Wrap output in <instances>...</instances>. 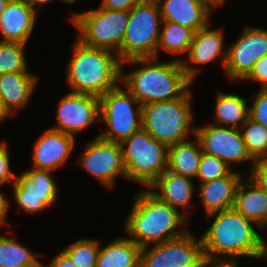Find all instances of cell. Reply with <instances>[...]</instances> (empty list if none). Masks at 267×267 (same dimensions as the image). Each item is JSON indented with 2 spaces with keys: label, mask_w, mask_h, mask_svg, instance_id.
Listing matches in <instances>:
<instances>
[{
  "label": "cell",
  "mask_w": 267,
  "mask_h": 267,
  "mask_svg": "<svg viewBox=\"0 0 267 267\" xmlns=\"http://www.w3.org/2000/svg\"><path fill=\"white\" fill-rule=\"evenodd\" d=\"M207 217H214L210 227L201 236L204 256L209 266H239L238 259L242 256L263 258L260 234L255 230L258 226L253 221L244 218L234 208ZM222 256L229 257V260H221L219 257Z\"/></svg>",
  "instance_id": "obj_1"
},
{
  "label": "cell",
  "mask_w": 267,
  "mask_h": 267,
  "mask_svg": "<svg viewBox=\"0 0 267 267\" xmlns=\"http://www.w3.org/2000/svg\"><path fill=\"white\" fill-rule=\"evenodd\" d=\"M158 58H135L121 62V82L141 106L182 97L192 81L186 76L181 59L159 62ZM141 64L125 73L124 65ZM144 65V66H143Z\"/></svg>",
  "instance_id": "obj_2"
},
{
  "label": "cell",
  "mask_w": 267,
  "mask_h": 267,
  "mask_svg": "<svg viewBox=\"0 0 267 267\" xmlns=\"http://www.w3.org/2000/svg\"><path fill=\"white\" fill-rule=\"evenodd\" d=\"M137 194L127 216L125 230L129 234L128 238L140 248L180 237L188 231L182 226L189 219L160 200L150 189H142ZM178 226L182 229H178Z\"/></svg>",
  "instance_id": "obj_3"
},
{
  "label": "cell",
  "mask_w": 267,
  "mask_h": 267,
  "mask_svg": "<svg viewBox=\"0 0 267 267\" xmlns=\"http://www.w3.org/2000/svg\"><path fill=\"white\" fill-rule=\"evenodd\" d=\"M76 40L65 79L70 92L100 97L116 88L119 85L117 83L121 82V61L118 55Z\"/></svg>",
  "instance_id": "obj_4"
},
{
  "label": "cell",
  "mask_w": 267,
  "mask_h": 267,
  "mask_svg": "<svg viewBox=\"0 0 267 267\" xmlns=\"http://www.w3.org/2000/svg\"><path fill=\"white\" fill-rule=\"evenodd\" d=\"M191 90L170 101L153 102L142 106V129L167 146L188 140L193 116Z\"/></svg>",
  "instance_id": "obj_5"
},
{
  "label": "cell",
  "mask_w": 267,
  "mask_h": 267,
  "mask_svg": "<svg viewBox=\"0 0 267 267\" xmlns=\"http://www.w3.org/2000/svg\"><path fill=\"white\" fill-rule=\"evenodd\" d=\"M127 179L147 188L167 170L168 146L144 129L121 144Z\"/></svg>",
  "instance_id": "obj_6"
},
{
  "label": "cell",
  "mask_w": 267,
  "mask_h": 267,
  "mask_svg": "<svg viewBox=\"0 0 267 267\" xmlns=\"http://www.w3.org/2000/svg\"><path fill=\"white\" fill-rule=\"evenodd\" d=\"M162 22L156 0H145L130 9L119 60L156 58Z\"/></svg>",
  "instance_id": "obj_7"
},
{
  "label": "cell",
  "mask_w": 267,
  "mask_h": 267,
  "mask_svg": "<svg viewBox=\"0 0 267 267\" xmlns=\"http://www.w3.org/2000/svg\"><path fill=\"white\" fill-rule=\"evenodd\" d=\"M71 22L84 45L106 49L118 55L129 20V11L97 9L73 13ZM114 49V50H113Z\"/></svg>",
  "instance_id": "obj_8"
},
{
  "label": "cell",
  "mask_w": 267,
  "mask_h": 267,
  "mask_svg": "<svg viewBox=\"0 0 267 267\" xmlns=\"http://www.w3.org/2000/svg\"><path fill=\"white\" fill-rule=\"evenodd\" d=\"M99 101L100 121L107 125V130L98 134L101 138L121 144L142 128V106L126 88L118 85Z\"/></svg>",
  "instance_id": "obj_9"
},
{
  "label": "cell",
  "mask_w": 267,
  "mask_h": 267,
  "mask_svg": "<svg viewBox=\"0 0 267 267\" xmlns=\"http://www.w3.org/2000/svg\"><path fill=\"white\" fill-rule=\"evenodd\" d=\"M141 248L139 267H209L201 238L189 231L160 244Z\"/></svg>",
  "instance_id": "obj_10"
},
{
  "label": "cell",
  "mask_w": 267,
  "mask_h": 267,
  "mask_svg": "<svg viewBox=\"0 0 267 267\" xmlns=\"http://www.w3.org/2000/svg\"><path fill=\"white\" fill-rule=\"evenodd\" d=\"M78 164L107 188H113L119 175L127 178L119 143L105 140L97 135L86 144Z\"/></svg>",
  "instance_id": "obj_11"
},
{
  "label": "cell",
  "mask_w": 267,
  "mask_h": 267,
  "mask_svg": "<svg viewBox=\"0 0 267 267\" xmlns=\"http://www.w3.org/2000/svg\"><path fill=\"white\" fill-rule=\"evenodd\" d=\"M52 171L31 168L17 175L13 196L18 210L35 214L53 205L58 197V185Z\"/></svg>",
  "instance_id": "obj_12"
},
{
  "label": "cell",
  "mask_w": 267,
  "mask_h": 267,
  "mask_svg": "<svg viewBox=\"0 0 267 267\" xmlns=\"http://www.w3.org/2000/svg\"><path fill=\"white\" fill-rule=\"evenodd\" d=\"M194 136L198 139L202 153L223 160L231 169L234 164L255 160L247 152L241 132L238 128L220 127L213 124L195 127Z\"/></svg>",
  "instance_id": "obj_13"
},
{
  "label": "cell",
  "mask_w": 267,
  "mask_h": 267,
  "mask_svg": "<svg viewBox=\"0 0 267 267\" xmlns=\"http://www.w3.org/2000/svg\"><path fill=\"white\" fill-rule=\"evenodd\" d=\"M224 72L228 78L244 79L256 61L267 55V30L245 27L239 39L227 47Z\"/></svg>",
  "instance_id": "obj_14"
},
{
  "label": "cell",
  "mask_w": 267,
  "mask_h": 267,
  "mask_svg": "<svg viewBox=\"0 0 267 267\" xmlns=\"http://www.w3.org/2000/svg\"><path fill=\"white\" fill-rule=\"evenodd\" d=\"M57 106V125L51 128L53 130L75 137L100 121V101L97 96L68 92Z\"/></svg>",
  "instance_id": "obj_15"
},
{
  "label": "cell",
  "mask_w": 267,
  "mask_h": 267,
  "mask_svg": "<svg viewBox=\"0 0 267 267\" xmlns=\"http://www.w3.org/2000/svg\"><path fill=\"white\" fill-rule=\"evenodd\" d=\"M210 23L194 33L193 41L187 53V59L181 60V65L186 76L193 82L196 75L201 71L200 64L210 63L222 55L221 64L225 68L227 61V51L224 49L223 29H211ZM224 52V54H223ZM190 63V64H189ZM195 64V66H193ZM197 66V67H196Z\"/></svg>",
  "instance_id": "obj_16"
},
{
  "label": "cell",
  "mask_w": 267,
  "mask_h": 267,
  "mask_svg": "<svg viewBox=\"0 0 267 267\" xmlns=\"http://www.w3.org/2000/svg\"><path fill=\"white\" fill-rule=\"evenodd\" d=\"M74 147V136L51 128L47 129L33 144L32 168L53 172L66 164Z\"/></svg>",
  "instance_id": "obj_17"
},
{
  "label": "cell",
  "mask_w": 267,
  "mask_h": 267,
  "mask_svg": "<svg viewBox=\"0 0 267 267\" xmlns=\"http://www.w3.org/2000/svg\"><path fill=\"white\" fill-rule=\"evenodd\" d=\"M37 10L27 0H9L0 15L2 42H28L36 22Z\"/></svg>",
  "instance_id": "obj_18"
},
{
  "label": "cell",
  "mask_w": 267,
  "mask_h": 267,
  "mask_svg": "<svg viewBox=\"0 0 267 267\" xmlns=\"http://www.w3.org/2000/svg\"><path fill=\"white\" fill-rule=\"evenodd\" d=\"M163 21L175 22L197 32L210 20L212 9L202 0H156Z\"/></svg>",
  "instance_id": "obj_19"
},
{
  "label": "cell",
  "mask_w": 267,
  "mask_h": 267,
  "mask_svg": "<svg viewBox=\"0 0 267 267\" xmlns=\"http://www.w3.org/2000/svg\"><path fill=\"white\" fill-rule=\"evenodd\" d=\"M242 174L231 171L227 176L217 178L198 186L199 195L206 215L233 208L235 192Z\"/></svg>",
  "instance_id": "obj_20"
},
{
  "label": "cell",
  "mask_w": 267,
  "mask_h": 267,
  "mask_svg": "<svg viewBox=\"0 0 267 267\" xmlns=\"http://www.w3.org/2000/svg\"><path fill=\"white\" fill-rule=\"evenodd\" d=\"M37 82L31 72L0 74V95L13 115L28 104Z\"/></svg>",
  "instance_id": "obj_21"
},
{
  "label": "cell",
  "mask_w": 267,
  "mask_h": 267,
  "mask_svg": "<svg viewBox=\"0 0 267 267\" xmlns=\"http://www.w3.org/2000/svg\"><path fill=\"white\" fill-rule=\"evenodd\" d=\"M153 194L174 209L190 206L195 188L192 178L166 170L149 187ZM159 189V192H155Z\"/></svg>",
  "instance_id": "obj_22"
},
{
  "label": "cell",
  "mask_w": 267,
  "mask_h": 267,
  "mask_svg": "<svg viewBox=\"0 0 267 267\" xmlns=\"http://www.w3.org/2000/svg\"><path fill=\"white\" fill-rule=\"evenodd\" d=\"M233 208L259 227L267 219V193L245 177L238 183Z\"/></svg>",
  "instance_id": "obj_23"
},
{
  "label": "cell",
  "mask_w": 267,
  "mask_h": 267,
  "mask_svg": "<svg viewBox=\"0 0 267 267\" xmlns=\"http://www.w3.org/2000/svg\"><path fill=\"white\" fill-rule=\"evenodd\" d=\"M194 139L168 146L167 170L169 172L189 178L197 177L202 149L195 136Z\"/></svg>",
  "instance_id": "obj_24"
},
{
  "label": "cell",
  "mask_w": 267,
  "mask_h": 267,
  "mask_svg": "<svg viewBox=\"0 0 267 267\" xmlns=\"http://www.w3.org/2000/svg\"><path fill=\"white\" fill-rule=\"evenodd\" d=\"M140 252L141 248L131 239H114L100 247L96 267H139Z\"/></svg>",
  "instance_id": "obj_25"
},
{
  "label": "cell",
  "mask_w": 267,
  "mask_h": 267,
  "mask_svg": "<svg viewBox=\"0 0 267 267\" xmlns=\"http://www.w3.org/2000/svg\"><path fill=\"white\" fill-rule=\"evenodd\" d=\"M248 100L237 94L218 92L214 107L215 118L212 124L239 129L249 118Z\"/></svg>",
  "instance_id": "obj_26"
},
{
  "label": "cell",
  "mask_w": 267,
  "mask_h": 267,
  "mask_svg": "<svg viewBox=\"0 0 267 267\" xmlns=\"http://www.w3.org/2000/svg\"><path fill=\"white\" fill-rule=\"evenodd\" d=\"M162 27L156 51V58L160 59L159 51L161 49L173 55H184L185 53V55H187L195 32L188 27L169 21H163Z\"/></svg>",
  "instance_id": "obj_27"
},
{
  "label": "cell",
  "mask_w": 267,
  "mask_h": 267,
  "mask_svg": "<svg viewBox=\"0 0 267 267\" xmlns=\"http://www.w3.org/2000/svg\"><path fill=\"white\" fill-rule=\"evenodd\" d=\"M35 252L14 241V239L0 234V267H42Z\"/></svg>",
  "instance_id": "obj_28"
},
{
  "label": "cell",
  "mask_w": 267,
  "mask_h": 267,
  "mask_svg": "<svg viewBox=\"0 0 267 267\" xmlns=\"http://www.w3.org/2000/svg\"><path fill=\"white\" fill-rule=\"evenodd\" d=\"M247 152L257 160L267 151V128L248 118L239 128Z\"/></svg>",
  "instance_id": "obj_29"
},
{
  "label": "cell",
  "mask_w": 267,
  "mask_h": 267,
  "mask_svg": "<svg viewBox=\"0 0 267 267\" xmlns=\"http://www.w3.org/2000/svg\"><path fill=\"white\" fill-rule=\"evenodd\" d=\"M25 47L22 43L0 41V74L29 72Z\"/></svg>",
  "instance_id": "obj_30"
},
{
  "label": "cell",
  "mask_w": 267,
  "mask_h": 267,
  "mask_svg": "<svg viewBox=\"0 0 267 267\" xmlns=\"http://www.w3.org/2000/svg\"><path fill=\"white\" fill-rule=\"evenodd\" d=\"M100 243L95 239L81 238L62 249L78 267H96Z\"/></svg>",
  "instance_id": "obj_31"
},
{
  "label": "cell",
  "mask_w": 267,
  "mask_h": 267,
  "mask_svg": "<svg viewBox=\"0 0 267 267\" xmlns=\"http://www.w3.org/2000/svg\"><path fill=\"white\" fill-rule=\"evenodd\" d=\"M233 169H231L223 160L202 153L200 160V167L197 174V179L201 183H205L217 178L227 176Z\"/></svg>",
  "instance_id": "obj_32"
},
{
  "label": "cell",
  "mask_w": 267,
  "mask_h": 267,
  "mask_svg": "<svg viewBox=\"0 0 267 267\" xmlns=\"http://www.w3.org/2000/svg\"><path fill=\"white\" fill-rule=\"evenodd\" d=\"M249 118L267 128V89H260L249 108Z\"/></svg>",
  "instance_id": "obj_33"
},
{
  "label": "cell",
  "mask_w": 267,
  "mask_h": 267,
  "mask_svg": "<svg viewBox=\"0 0 267 267\" xmlns=\"http://www.w3.org/2000/svg\"><path fill=\"white\" fill-rule=\"evenodd\" d=\"M8 143L5 141L0 143V186L5 183H14L17 176L10 169V156Z\"/></svg>",
  "instance_id": "obj_34"
},
{
  "label": "cell",
  "mask_w": 267,
  "mask_h": 267,
  "mask_svg": "<svg viewBox=\"0 0 267 267\" xmlns=\"http://www.w3.org/2000/svg\"><path fill=\"white\" fill-rule=\"evenodd\" d=\"M244 79L257 81L261 83L260 89H267V55L255 62L252 70Z\"/></svg>",
  "instance_id": "obj_35"
},
{
  "label": "cell",
  "mask_w": 267,
  "mask_h": 267,
  "mask_svg": "<svg viewBox=\"0 0 267 267\" xmlns=\"http://www.w3.org/2000/svg\"><path fill=\"white\" fill-rule=\"evenodd\" d=\"M249 171L247 177L267 193V167L257 159Z\"/></svg>",
  "instance_id": "obj_36"
},
{
  "label": "cell",
  "mask_w": 267,
  "mask_h": 267,
  "mask_svg": "<svg viewBox=\"0 0 267 267\" xmlns=\"http://www.w3.org/2000/svg\"><path fill=\"white\" fill-rule=\"evenodd\" d=\"M143 1L145 0H103L100 7L108 10L129 11Z\"/></svg>",
  "instance_id": "obj_37"
},
{
  "label": "cell",
  "mask_w": 267,
  "mask_h": 267,
  "mask_svg": "<svg viewBox=\"0 0 267 267\" xmlns=\"http://www.w3.org/2000/svg\"><path fill=\"white\" fill-rule=\"evenodd\" d=\"M42 267H78L70 259V257L61 250L57 255L49 262V264Z\"/></svg>",
  "instance_id": "obj_38"
},
{
  "label": "cell",
  "mask_w": 267,
  "mask_h": 267,
  "mask_svg": "<svg viewBox=\"0 0 267 267\" xmlns=\"http://www.w3.org/2000/svg\"><path fill=\"white\" fill-rule=\"evenodd\" d=\"M9 200L5 196L4 193L0 191V225H3L6 223V216L8 213L9 209Z\"/></svg>",
  "instance_id": "obj_39"
},
{
  "label": "cell",
  "mask_w": 267,
  "mask_h": 267,
  "mask_svg": "<svg viewBox=\"0 0 267 267\" xmlns=\"http://www.w3.org/2000/svg\"><path fill=\"white\" fill-rule=\"evenodd\" d=\"M261 229L267 227V219L259 226ZM260 247L263 259L267 256V242L265 241L264 237L259 235Z\"/></svg>",
  "instance_id": "obj_40"
},
{
  "label": "cell",
  "mask_w": 267,
  "mask_h": 267,
  "mask_svg": "<svg viewBox=\"0 0 267 267\" xmlns=\"http://www.w3.org/2000/svg\"><path fill=\"white\" fill-rule=\"evenodd\" d=\"M9 116H13V114L6 107L5 103L3 102L2 97L0 95V122L5 120Z\"/></svg>",
  "instance_id": "obj_41"
},
{
  "label": "cell",
  "mask_w": 267,
  "mask_h": 267,
  "mask_svg": "<svg viewBox=\"0 0 267 267\" xmlns=\"http://www.w3.org/2000/svg\"><path fill=\"white\" fill-rule=\"evenodd\" d=\"M36 10L41 9L44 4L52 2V0H27Z\"/></svg>",
  "instance_id": "obj_42"
},
{
  "label": "cell",
  "mask_w": 267,
  "mask_h": 267,
  "mask_svg": "<svg viewBox=\"0 0 267 267\" xmlns=\"http://www.w3.org/2000/svg\"><path fill=\"white\" fill-rule=\"evenodd\" d=\"M204 1L212 10H214L217 5L223 4L225 0H202Z\"/></svg>",
  "instance_id": "obj_43"
},
{
  "label": "cell",
  "mask_w": 267,
  "mask_h": 267,
  "mask_svg": "<svg viewBox=\"0 0 267 267\" xmlns=\"http://www.w3.org/2000/svg\"><path fill=\"white\" fill-rule=\"evenodd\" d=\"M258 160L267 167V151Z\"/></svg>",
  "instance_id": "obj_44"
},
{
  "label": "cell",
  "mask_w": 267,
  "mask_h": 267,
  "mask_svg": "<svg viewBox=\"0 0 267 267\" xmlns=\"http://www.w3.org/2000/svg\"><path fill=\"white\" fill-rule=\"evenodd\" d=\"M8 1L9 0H0V15L2 14V12H3V10H4V8H5V6H6Z\"/></svg>",
  "instance_id": "obj_45"
},
{
  "label": "cell",
  "mask_w": 267,
  "mask_h": 267,
  "mask_svg": "<svg viewBox=\"0 0 267 267\" xmlns=\"http://www.w3.org/2000/svg\"><path fill=\"white\" fill-rule=\"evenodd\" d=\"M62 2H65V3H75L77 0H61Z\"/></svg>",
  "instance_id": "obj_46"
},
{
  "label": "cell",
  "mask_w": 267,
  "mask_h": 267,
  "mask_svg": "<svg viewBox=\"0 0 267 267\" xmlns=\"http://www.w3.org/2000/svg\"><path fill=\"white\" fill-rule=\"evenodd\" d=\"M209 267H239V266H209Z\"/></svg>",
  "instance_id": "obj_47"
}]
</instances>
